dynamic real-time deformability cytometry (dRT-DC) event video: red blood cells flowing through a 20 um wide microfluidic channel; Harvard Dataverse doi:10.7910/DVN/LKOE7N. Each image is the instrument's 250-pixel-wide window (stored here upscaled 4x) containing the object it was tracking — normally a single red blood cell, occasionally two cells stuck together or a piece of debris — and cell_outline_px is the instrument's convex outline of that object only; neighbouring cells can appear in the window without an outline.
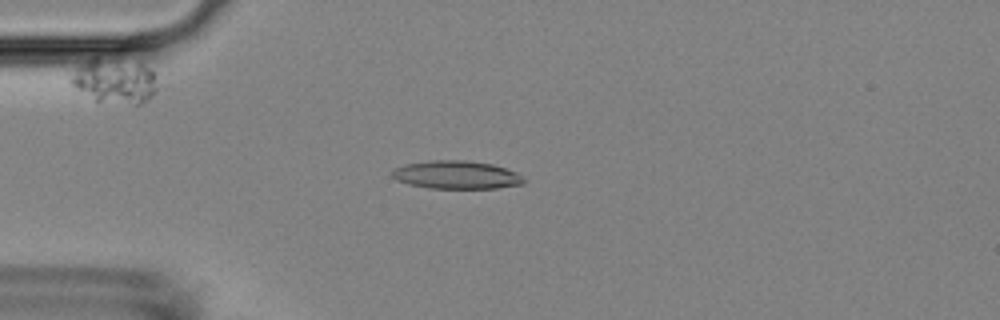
{"species": "Egyptian fruit bat (a non-hibernating species)", "species_latin": "Rousettus aegyptiacus", "temperature_condition": "room temperature", "stored_images_in_passage": 53, "camera_frame_rate_fps": 3000, "um_per_image_px": 0.085, "animal": {"sex": "female"}, "frame": {"image": 1, "passage_image": 14, "time_ms": 4.333, "image_size_px": [1000, 320], "cell_outline_px": [[524, 184], [496, 188], [428, 188], [408, 184], [396, 180], [392, 176], [392, 172], [396, 168], [404, 164], [428, 160], [464, 160], [492, 164], [516, 172], [524, 180]], "centroid_in_image_um": [38.76, 14.86], "position_along_channel_um": 46.2, "area_um2": 21.5}}
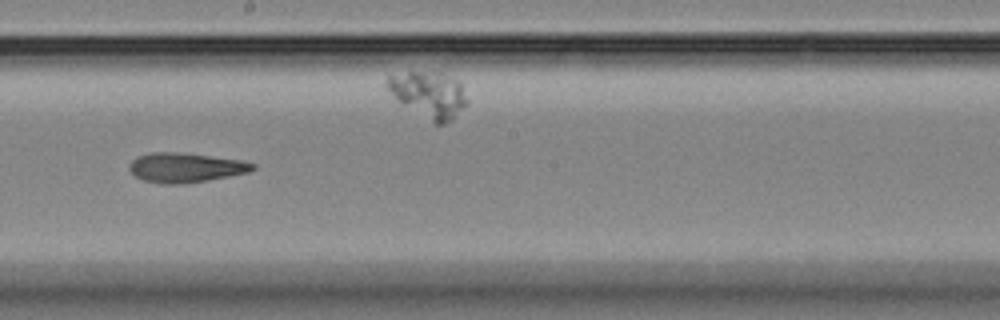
{"frame": {"image": 2, "passage_image": 30, "time_ms": 9.667, "image_size_px": [1000, 320], "cell_outline_px": [[256, 168], [248, 172], [208, 180], [184, 184], [160, 184], [144, 180], [136, 176], [128, 168], [128, 164], [136, 156], [148, 152], [176, 152], [240, 160], [256, 164]], "centroid_in_image_um": [15.72, 14.25], "position_along_channel_um": 232.5, "area_um2": 21.21}}
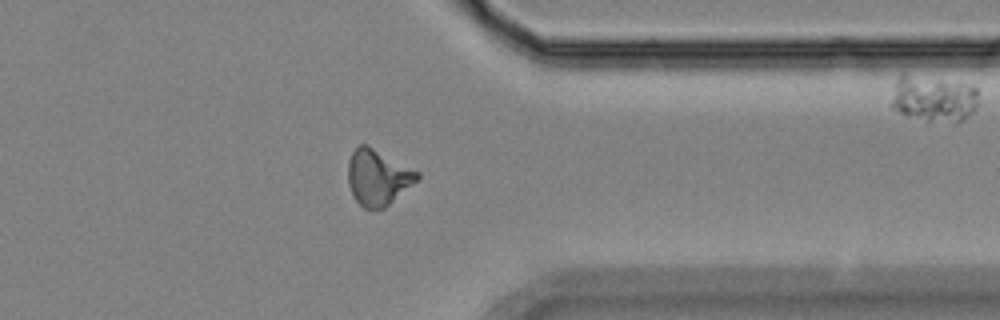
{"frame": {"image": 3, "passage_image": 42, "time_ms": 13.667, "image_size_px": [1000, 320], "cell_outline_px": [[420, 176], [416, 180], [384, 208], [364, 208], [352, 196], [348, 184], [348, 160], [352, 152], [360, 144], [368, 144], [420, 172]], "centroid_in_image_um": [32.08, 15.04], "position_along_channel_um": 379.3, "area_um2": 22.31}, "authors_computed_cell_mechanics": {"area_um2": 21.1548, "velocity_mm_per_s": 3.8028, "shape_relaxation_time_tau1_ms": null, "shape_relaxation_time_tau2_ms": 4.1733, "deformation_change_tau1": null, "deformation_change_tau2": 0.1476}}